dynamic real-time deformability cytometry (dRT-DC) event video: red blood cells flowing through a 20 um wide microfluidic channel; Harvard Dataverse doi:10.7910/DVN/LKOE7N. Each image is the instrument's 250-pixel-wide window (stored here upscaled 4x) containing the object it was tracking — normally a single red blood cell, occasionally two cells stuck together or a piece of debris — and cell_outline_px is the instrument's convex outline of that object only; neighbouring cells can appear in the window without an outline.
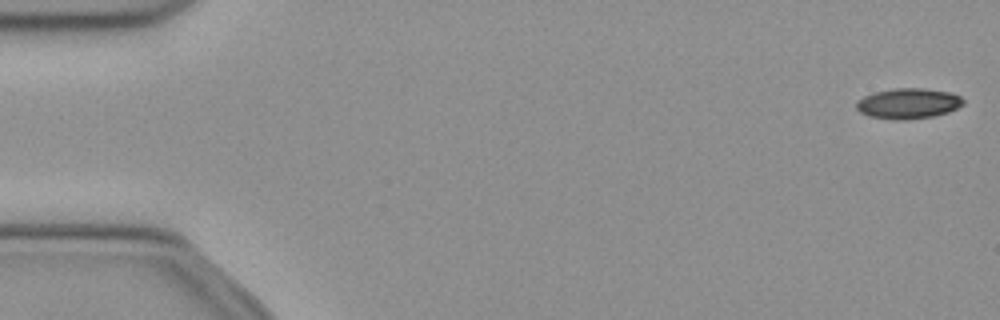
{"species": "common noctule bat (a hibernating species)", "species_latin": "Nyctalus noctula", "temperature_condition": "cold", "stored_images_in_passage": 52, "camera_frame_rate_fps": 3000, "um_per_image_px": 0.085, "animal": {"sex": "female", "body_mass_g": 21.9}, "frame": {"image": 1, "passage_image": 1, "time_ms": 0.0, "image_size_px": [1000, 320], "cell_outline_px": [[964, 104], [948, 112], [932, 116], [904, 120], [892, 120], [868, 116], [860, 112], [856, 108], [856, 100], [872, 92], [892, 88], [924, 88], [952, 92], [960, 96], [964, 100]], "centroid_in_image_um": [77.17, 8.78], "position_along_channel_um": 7.8, "area_um2": 19.25}}
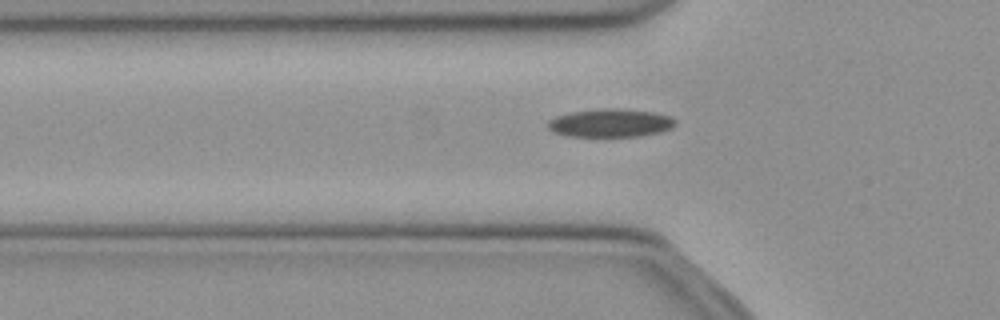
{"frame": {"image": 2, "passage_image": 17, "time_ms": 5.333, "image_size_px": [1000, 320], "cell_outline_px": [[676, 124], [672, 128], [660, 132], [640, 136], [568, 136], [552, 132], [548, 128], [548, 120], [556, 116], [568, 112], [600, 108], [620, 108], [652, 112], [672, 116], [676, 120]], "centroid_in_image_um": [51.88, 10.44], "position_along_channel_um": 73.9, "area_um2": 21.21}}
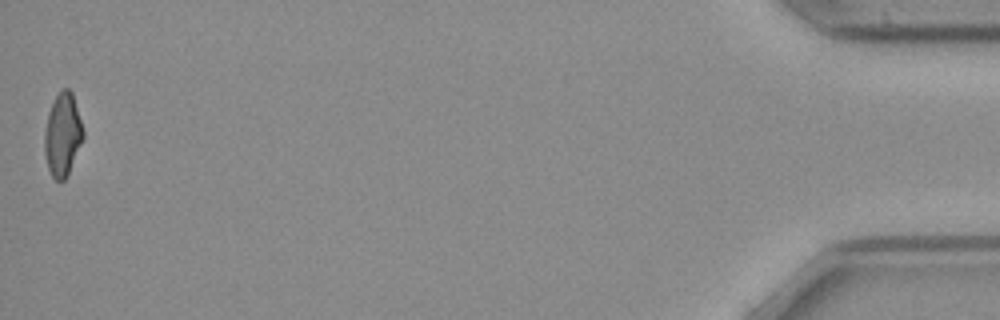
{"frame": {"image": 3, "passage_image": 52, "time_ms": 17.0, "image_size_px": [1000, 320], "cell_outline_px": [[84, 136], [68, 172], [64, 180], [56, 180], [52, 176], [48, 168], [44, 152], [44, 132], [48, 112], [56, 96], [64, 88], [68, 88], [72, 92], [84, 132]], "centroid_in_image_um": [5.3, 11.43], "position_along_channel_um": 429.9, "area_um2": 18.32}, "authors_computed_cell_mechanics": {"area_um2": 19.7676, "velocity_mm_per_s": 3.9092, "shape_relaxation_time_tau1_ms": 8.4666, "shape_relaxation_time_tau2_ms": null, "deformation_change_tau1": 0.1695, "deformation_change_tau2": null}}